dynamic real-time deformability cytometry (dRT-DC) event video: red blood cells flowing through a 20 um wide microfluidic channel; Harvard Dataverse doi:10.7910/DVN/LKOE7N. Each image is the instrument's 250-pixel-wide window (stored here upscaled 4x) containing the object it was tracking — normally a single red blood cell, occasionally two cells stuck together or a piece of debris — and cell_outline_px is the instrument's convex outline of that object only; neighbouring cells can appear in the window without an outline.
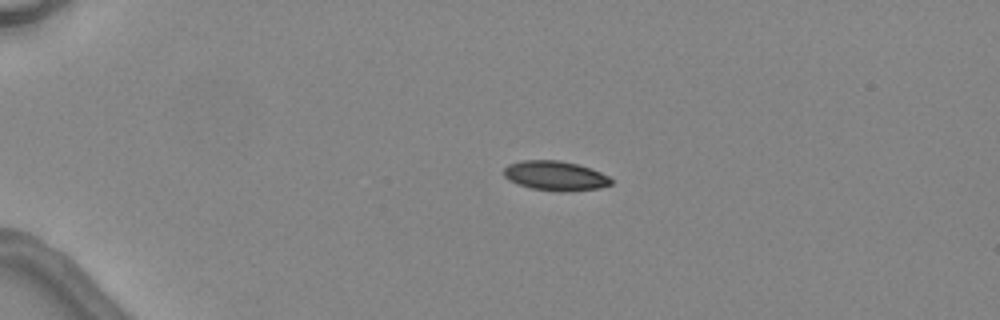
{"species": "common noctule bat (a hibernating species)", "species_latin": "Nyctalus noctula", "temperature_condition": "warm", "stored_images_in_passage": 3, "camera_frame_rate_fps": 3000, "um_per_image_px": 0.085, "animal": {"sex": "female", "body_mass_g": 24.6, "forearm_length_mm": 56.2}, "frame": {"image": 1, "passage_image": 1, "time_ms": 0.0, "image_size_px": [1000, 320], "cell_outline_px": [[612, 184], [600, 188], [568, 192], [556, 192], [532, 188], [508, 180], [504, 176], [504, 168], [508, 164], [520, 160], [560, 160], [576, 164], [600, 172], [608, 176], [612, 180]], "centroid_in_image_um": [47.19, 14.95], "position_along_channel_um": 37.8, "area_um2": 18.55}}